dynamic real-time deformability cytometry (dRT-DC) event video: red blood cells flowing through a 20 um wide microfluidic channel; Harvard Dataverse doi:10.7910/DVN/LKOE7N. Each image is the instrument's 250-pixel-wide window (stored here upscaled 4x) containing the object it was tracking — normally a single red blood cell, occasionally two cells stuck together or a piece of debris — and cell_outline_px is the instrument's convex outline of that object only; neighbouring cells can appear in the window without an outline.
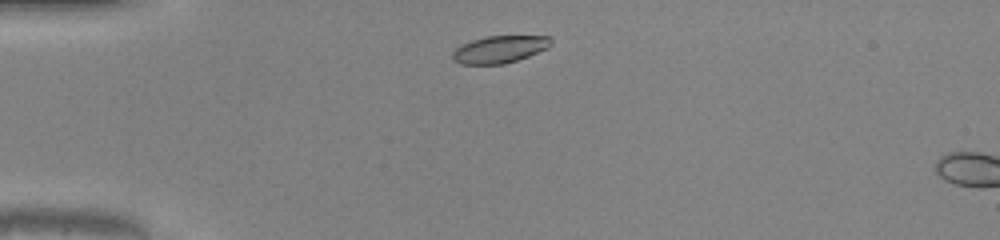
{"species": "common noctule bat (a hibernating species)", "species_latin": "Nyctalus noctula", "temperature_condition": "warm", "stored_images_in_passage": 5, "camera_frame_rate_fps": 3000, "um_per_image_px": 0.085, "animal": {"sex": "male", "body_mass_g": 20.0, "forearm_length_mm": 53.3}, "frame": {"image": 1, "passage_image": 3, "time_ms": 0.667, "image_size_px": [1000, 240], "cell_outline_px": [[552, 44], [548, 48], [528, 56], [504, 64], [460, 64], [452, 60], [452, 52], [460, 44], [484, 36], [548, 36], [552, 40]], "centroid_in_image_um": [42.44, 4.19], "position_along_channel_um": 42.6, "area_um2": 15.72}}